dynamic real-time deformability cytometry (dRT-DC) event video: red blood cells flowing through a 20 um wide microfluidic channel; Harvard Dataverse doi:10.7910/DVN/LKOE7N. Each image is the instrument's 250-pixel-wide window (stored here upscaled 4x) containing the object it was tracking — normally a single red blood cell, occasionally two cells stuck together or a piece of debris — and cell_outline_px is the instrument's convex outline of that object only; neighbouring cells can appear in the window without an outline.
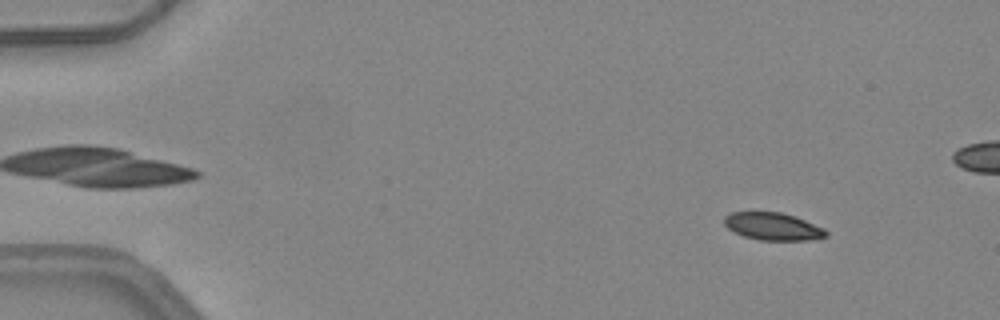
{"species": "common noctule bat (a hibernating species)", "species_latin": "Nyctalus noctula", "temperature_condition": "warm", "stored_images_in_passage": 51, "camera_frame_rate_fps": 3000, "um_per_image_px": 0.085, "animal": {"sex": "female", "body_mass_g": 24.6, "forearm_length_mm": 56.2}, "frame": {"image": 1, "passage_image": 6, "time_ms": 1.667, "image_size_px": [1000, 320], "cell_outline_px": [[828, 236], [808, 240], [760, 240], [744, 236], [728, 228], [724, 224], [724, 216], [732, 212], [780, 212], [804, 220], [824, 228], [828, 232]], "centroid_in_image_um": [65.69, 19.25], "position_along_channel_um": 19.3, "area_um2": 16.13}}
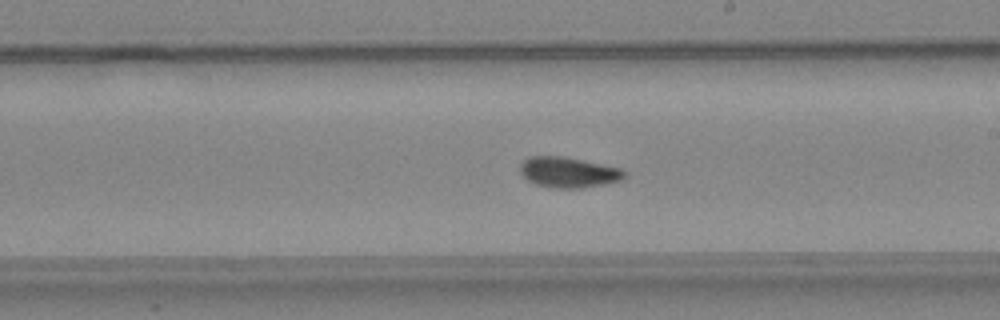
{"frame": {"image": 2, "passage_image": 30, "time_ms": 9.667, "image_size_px": [1000, 320], "cell_outline_px": [[628, 176], [620, 180], [604, 184], [584, 188], [556, 188], [536, 184], [528, 180], [520, 172], [520, 164], [528, 156], [564, 156], [620, 168], [628, 172]], "centroid_in_image_um": [48.34, 14.64], "position_along_channel_um": 240.7, "area_um2": 18.61}}
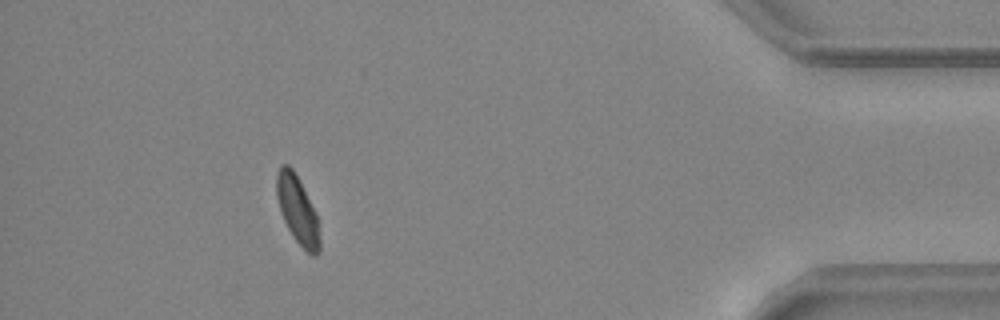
{"frame": {"image": 3, "passage_image": 46, "time_ms": 15.0, "image_size_px": [1000, 320], "cell_outline_px": [[320, 252], [316, 256], [312, 256], [296, 240], [288, 228], [280, 212], [276, 196], [276, 172], [280, 164], [288, 164], [292, 168], [300, 180], [316, 212], [320, 240]], "centroid_in_image_um": [25.28, 17.81], "position_along_channel_um": 409.9, "area_um2": 17.17}, "authors_computed_cell_mechanics": {"area_um2": 17.8024, "velocity_mm_per_s": 4.1598, "shape_relaxation_time_tau1_ms": 3.9818, "shape_relaxation_time_tau2_ms": 1.4856, "deformation_change_tau1": 0.1315, "deformation_change_tau2": 0.0518}}